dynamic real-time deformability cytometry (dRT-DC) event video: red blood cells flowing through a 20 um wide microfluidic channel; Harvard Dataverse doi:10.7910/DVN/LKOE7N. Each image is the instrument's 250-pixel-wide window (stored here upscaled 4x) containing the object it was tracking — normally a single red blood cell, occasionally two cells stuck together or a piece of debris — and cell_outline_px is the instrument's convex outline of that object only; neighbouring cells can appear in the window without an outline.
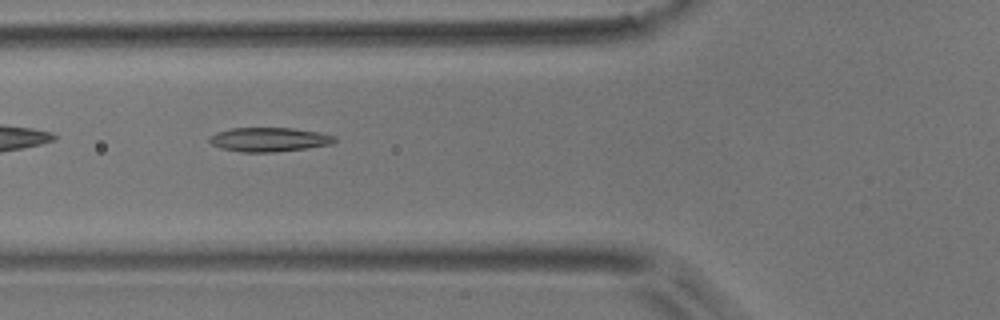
{"species": "common noctule bat (a hibernating species)", "species_latin": "Nyctalus noctula", "temperature_condition": "room temperature", "stored_images_in_passage": 8, "camera_frame_rate_fps": 3000, "um_per_image_px": 0.085, "animal": {"sex": "male", "body_mass_g": 17.9}, "frame": {"image": 1, "passage_image": 5, "time_ms": 4.667, "image_size_px": [1000, 320], "cell_outline_px": [[336, 140], [332, 144], [308, 148], [276, 152], [240, 152], [220, 148], [212, 144], [208, 140], [208, 136], [216, 132], [232, 128], [292, 128], [320, 132], [336, 136]], "centroid_in_image_um": [22.87, 11.86], "position_along_channel_um": 102.9, "area_um2": 17.8}}
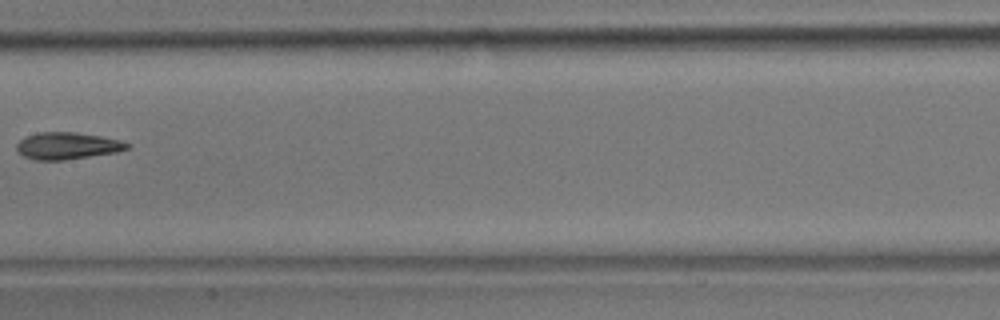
{"frame": {"image": 2, "passage_image": 7, "time_ms": 7.333, "image_size_px": [1000, 320], "cell_outline_px": [[132, 144], [128, 148], [116, 152], [64, 160], [36, 160], [24, 156], [16, 152], [16, 144], [24, 136], [40, 132], [76, 132], [100, 136], [120, 140]], "centroid_in_image_um": [5.69, 12.39], "position_along_channel_um": 201.7, "area_um2": 17.4}}
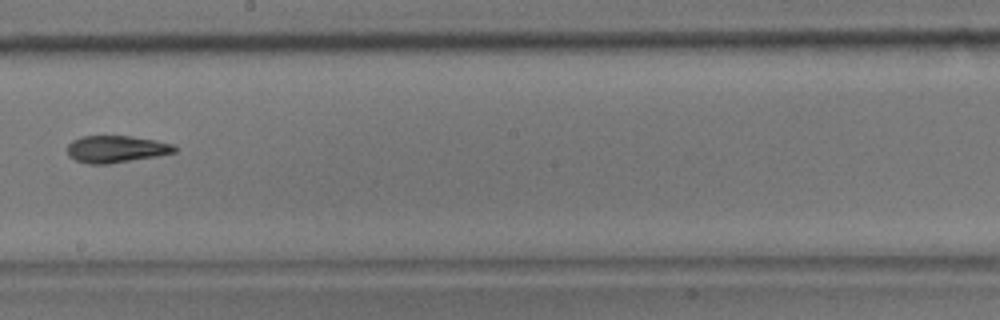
{"frame": {"image": 3, "passage_image": 8, "time_ms": 8.333, "image_size_px": [1000, 320], "cell_outline_px": [[176, 152], [156, 156], [108, 164], [88, 164], [76, 160], [68, 156], [68, 144], [72, 140], [84, 136], [128, 136], [156, 140], [172, 144], [176, 148]], "centroid_in_image_um": [9.85, 12.67], "position_along_channel_um": 238.3, "area_um2": 16.76}}